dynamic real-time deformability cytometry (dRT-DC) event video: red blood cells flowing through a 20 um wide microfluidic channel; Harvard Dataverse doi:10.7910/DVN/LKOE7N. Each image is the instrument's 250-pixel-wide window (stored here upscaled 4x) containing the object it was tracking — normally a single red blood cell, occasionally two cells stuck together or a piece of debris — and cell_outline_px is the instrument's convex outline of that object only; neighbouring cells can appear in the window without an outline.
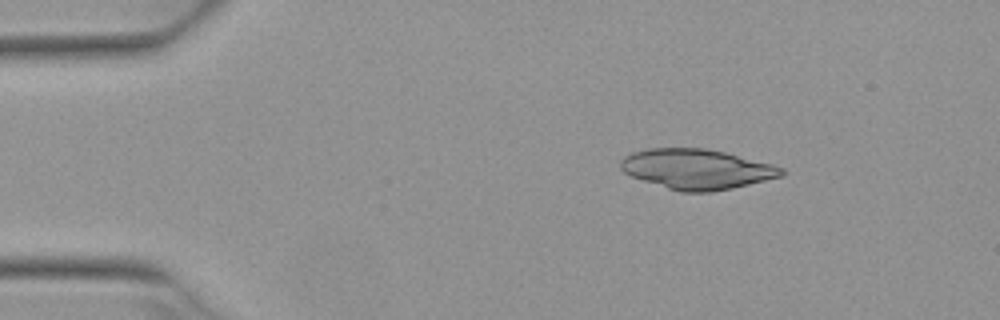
{"species": "Egyptian fruit bat (a non-hibernating species)", "species_latin": "Rousettus aegyptiacus", "temperature_condition": "warm", "stored_images_in_passage": 3, "camera_frame_rate_fps": 3000, "um_per_image_px": 0.085, "animal": {"sex": "female"}, "frame": {"image": 1, "passage_image": 1, "time_ms": 0.0, "image_size_px": [1000, 320], "cell_outline_px": [[788, 172], [784, 176], [732, 188], [712, 192], [680, 192], [632, 176], [624, 172], [620, 168], [620, 160], [624, 156], [632, 152], [644, 148], [704, 148], [724, 152], [772, 164], [784, 168]], "centroid_in_image_um": [59.24, 14.37], "position_along_channel_um": 25.8, "area_um2": 37.63}}